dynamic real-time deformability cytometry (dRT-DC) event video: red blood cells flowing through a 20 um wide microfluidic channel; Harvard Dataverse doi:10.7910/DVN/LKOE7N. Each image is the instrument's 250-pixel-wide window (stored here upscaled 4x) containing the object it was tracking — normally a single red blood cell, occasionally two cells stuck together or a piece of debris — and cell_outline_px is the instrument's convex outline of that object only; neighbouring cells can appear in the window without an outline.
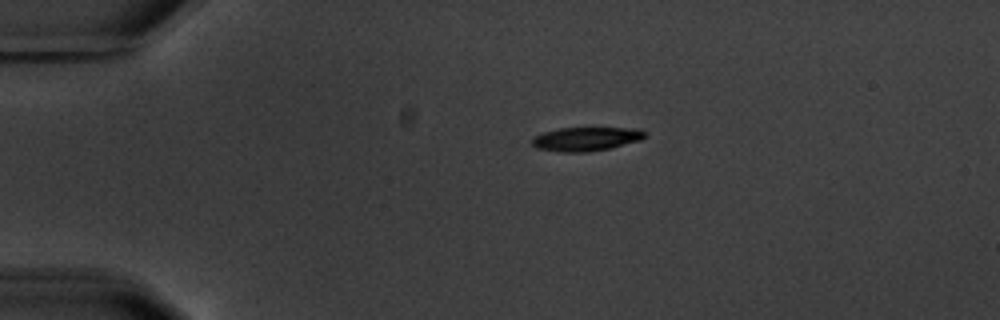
{"species": "common noctule bat (a hibernating species)", "species_latin": "Nyctalus noctula", "temperature_condition": "warm", "stored_images_in_passage": 3, "camera_frame_rate_fps": 3000, "um_per_image_px": 0.085, "animal": {"sex": "male", "body_mass_g": 20.1, "forearm_length_mm": 53.5}, "frame": {"image": 1, "passage_image": 1, "time_ms": 0.0, "image_size_px": [1000, 320], "cell_outline_px": [[644, 136], [640, 140], [608, 148], [588, 152], [560, 152], [536, 148], [532, 144], [532, 136], [544, 132], [560, 128], [640, 128], [644, 132]], "centroid_in_image_um": [49.76, 11.81], "position_along_channel_um": 35.2, "area_um2": 15.55}}
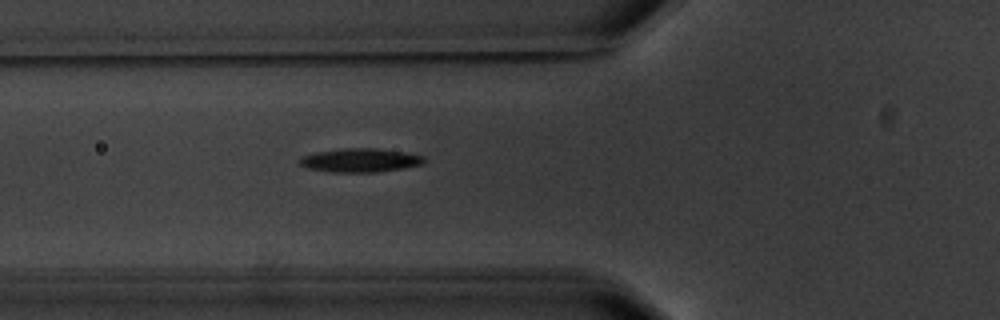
{"frame": {"image": 2, "passage_image": 3, "time_ms": 3.0, "image_size_px": [1000, 320], "cell_outline_px": [[424, 164], [376, 172], [332, 172], [308, 168], [300, 164], [296, 160], [300, 156], [316, 152], [344, 148], [376, 148], [404, 152], [424, 156]], "centroid_in_image_um": [30.57, 13.61], "position_along_channel_um": 95.2, "area_um2": 17.17}}